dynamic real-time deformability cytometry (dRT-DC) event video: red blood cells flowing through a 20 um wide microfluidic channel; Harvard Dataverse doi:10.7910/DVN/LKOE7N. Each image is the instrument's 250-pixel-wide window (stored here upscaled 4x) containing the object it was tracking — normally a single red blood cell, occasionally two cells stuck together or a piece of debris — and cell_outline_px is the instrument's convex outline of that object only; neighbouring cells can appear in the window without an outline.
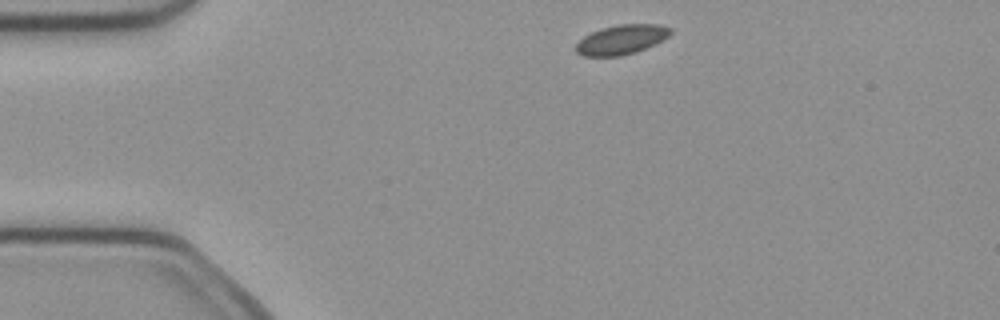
{"species": "common noctule bat (a hibernating species)", "species_latin": "Nyctalus noctula", "temperature_condition": "cold", "stored_images_in_passage": 3, "camera_frame_rate_fps": 3000, "um_per_image_px": 0.085, "animal": {"sex": "female", "body_mass_g": 21.9}, "frame": {"image": 1, "passage_image": 1, "time_ms": 0.0, "image_size_px": [1000, 320], "cell_outline_px": [[672, 32], [668, 36], [656, 44], [636, 52], [620, 56], [584, 56], [576, 52], [576, 44], [584, 36], [600, 28], [616, 24], [660, 24], [672, 28]], "centroid_in_image_um": [52.84, 3.36], "position_along_channel_um": 32.2, "area_um2": 16.42}}
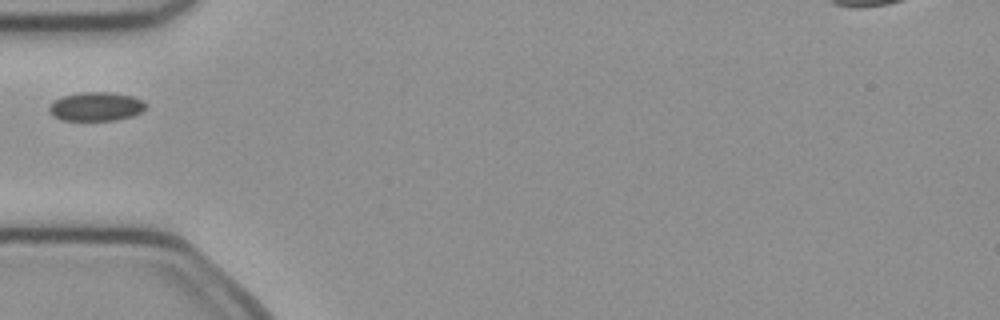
{"frame": {"image": 2, "passage_image": 3, "time_ms": 0.667, "image_size_px": [1000, 320], "cell_outline_px": [[144, 108], [140, 112], [132, 116], [116, 120], [64, 120], [52, 116], [48, 112], [48, 104], [52, 100], [64, 96], [80, 92], [112, 92], [132, 96], [144, 100]], "centroid_in_image_um": [8.11, 9.05], "position_along_channel_um": 76.9, "area_um2": 16.36}}